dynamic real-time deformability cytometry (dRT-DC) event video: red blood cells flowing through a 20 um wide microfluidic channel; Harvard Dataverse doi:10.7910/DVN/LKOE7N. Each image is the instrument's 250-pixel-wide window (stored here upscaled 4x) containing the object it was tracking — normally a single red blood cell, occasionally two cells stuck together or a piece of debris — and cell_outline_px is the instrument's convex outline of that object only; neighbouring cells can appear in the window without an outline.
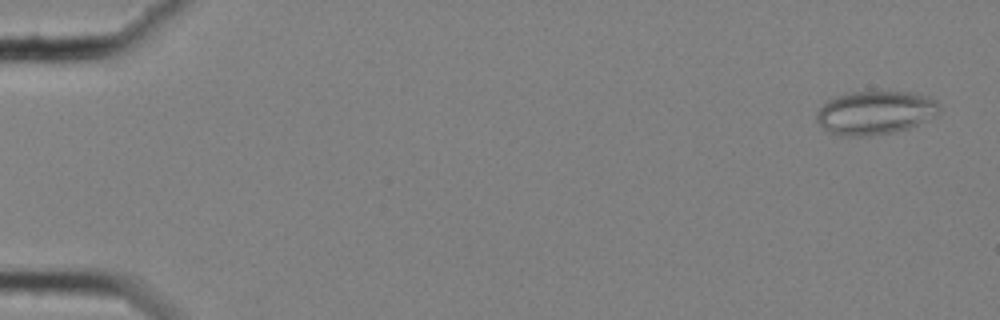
{"species": "common noctule bat (a hibernating species)", "species_latin": "Nyctalus noctula", "temperature_condition": "cold", "stored_images_in_passage": 58, "camera_frame_rate_fps": 3000, "um_per_image_px": 0.085, "animal": {"sex": "female", "body_mass_g": 25.1}, "frame": {"image": 1, "passage_image": 3, "time_ms": 0.667, "image_size_px": [1000, 320], "cell_outline_px": [[940, 112], [908, 128], [892, 132], [868, 136], [840, 136], [828, 132], [816, 120], [816, 112], [828, 100], [852, 92], [916, 92], [928, 96], [936, 100], [940, 108]], "centroid_in_image_um": [74.38, 9.58], "position_along_channel_um": 10.6, "area_um2": 30.87}}
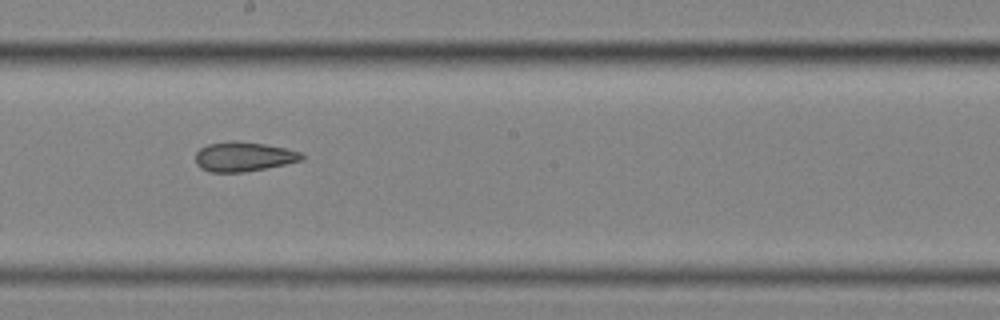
{"frame": {"image": 2, "passage_image": 34, "time_ms": 11.0, "image_size_px": [1000, 320], "cell_outline_px": [[304, 160], [244, 172], [208, 172], [200, 168], [196, 164], [196, 152], [200, 148], [208, 144], [232, 140], [236, 140], [264, 144], [284, 148], [300, 152], [304, 156]], "centroid_in_image_um": [20.67, 13.31], "position_along_channel_um": 227.5, "area_um2": 18.26}}
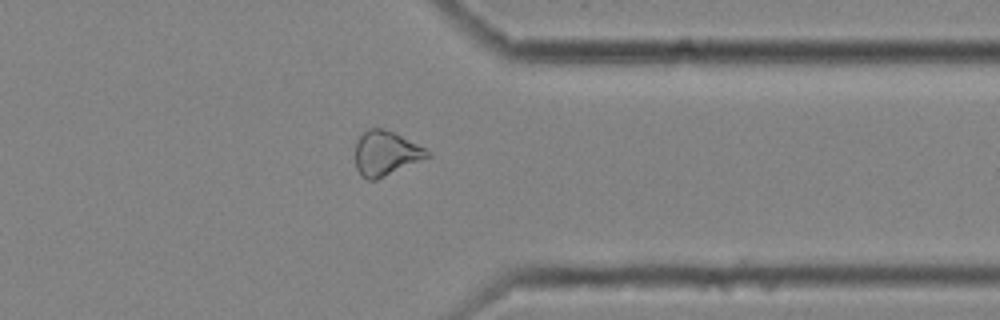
{"frame": {"image": 3, "passage_image": 47, "time_ms": 15.333, "image_size_px": [1000, 320], "cell_outline_px": [[432, 156], [376, 180], [368, 180], [360, 176], [356, 168], [356, 140], [368, 128], [384, 128], [432, 152]], "centroid_in_image_um": [32.78, 13.05], "position_along_channel_um": 378.6, "area_um2": 18.67}, "authors_computed_cell_mechanics": {"area_um2": 21.6461, "velocity_mm_per_s": 3.5479, "shape_relaxation_time_tau1_ms": null, "shape_relaxation_time_tau2_ms": 2.98, "deformation_change_tau1": null, "deformation_change_tau2": 0.0952}}